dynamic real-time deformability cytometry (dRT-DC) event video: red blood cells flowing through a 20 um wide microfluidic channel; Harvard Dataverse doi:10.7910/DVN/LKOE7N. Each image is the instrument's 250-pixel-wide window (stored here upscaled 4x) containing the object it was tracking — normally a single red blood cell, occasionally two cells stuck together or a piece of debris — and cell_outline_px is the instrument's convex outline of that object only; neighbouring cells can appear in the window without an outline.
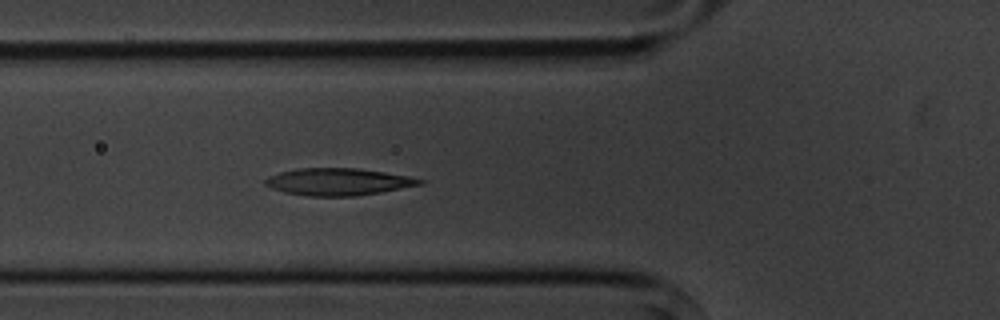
{"species": "common noctule bat (a hibernating species)", "species_latin": "Nyctalus noctula", "temperature_condition": "cold", "stored_images_in_passage": 6, "camera_frame_rate_fps": 3000, "um_per_image_px": 0.085, "animal": {"sex": "male", "body_mass_g": 20.1, "forearm_length_mm": 53.5}, "frame": {"image": 1, "passage_image": 5, "time_ms": 5.333, "image_size_px": [1000, 320], "cell_outline_px": [[424, 184], [380, 192], [356, 196], [308, 196], [284, 192], [272, 188], [264, 184], [264, 180], [268, 176], [280, 172], [296, 168], [356, 168], [384, 172], [408, 176], [424, 180]], "centroid_in_image_um": [28.72, 15.45], "position_along_channel_um": 97.1, "area_um2": 24.39}}